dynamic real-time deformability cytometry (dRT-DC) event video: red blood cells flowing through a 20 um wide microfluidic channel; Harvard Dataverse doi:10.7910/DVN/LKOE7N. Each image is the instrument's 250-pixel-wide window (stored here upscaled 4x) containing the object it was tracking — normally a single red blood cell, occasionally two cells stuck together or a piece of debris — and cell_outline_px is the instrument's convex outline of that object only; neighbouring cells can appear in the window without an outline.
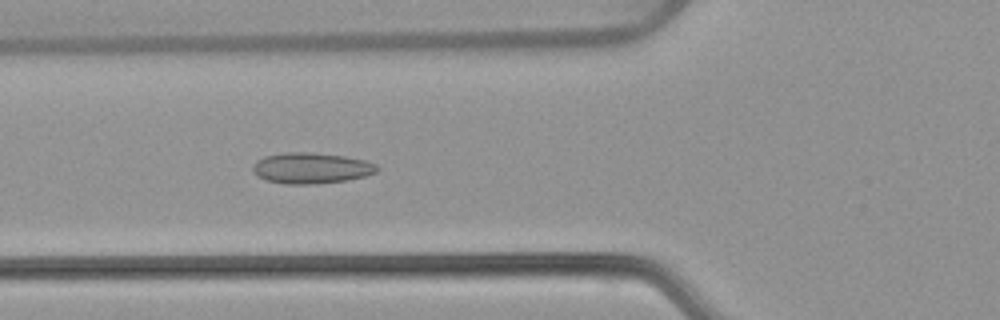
{"species": "common noctule bat (a hibernating species)", "species_latin": "Nyctalus noctula", "temperature_condition": "warm", "stored_images_in_passage": 53, "camera_frame_rate_fps": 3000, "um_per_image_px": 0.085, "animal": {"sex": "female", "body_mass_g": 22.7, "forearm_length_mm": 54.2}, "frame": {"image": 1, "passage_image": 20, "time_ms": 6.333, "image_size_px": [1000, 320], "cell_outline_px": [[380, 168], [376, 172], [364, 176], [348, 180], [316, 184], [284, 184], [268, 180], [252, 172], [252, 164], [256, 160], [264, 156], [284, 152], [312, 152], [344, 156], [364, 160], [376, 164]], "centroid_in_image_um": [26.44, 14.28], "position_along_channel_um": 99.4, "area_um2": 22.48}}
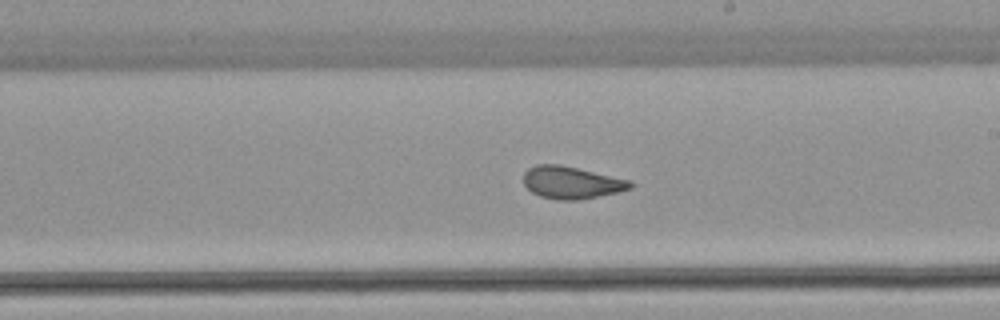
{"frame": {"image": 2, "passage_image": 31, "time_ms": 10.0, "image_size_px": [1000, 320], "cell_outline_px": [[636, 184], [632, 188], [620, 192], [576, 200], [556, 200], [540, 196], [532, 192], [524, 184], [524, 172], [528, 168], [536, 164], [560, 164], [632, 180]], "centroid_in_image_um": [48.61, 15.51], "position_along_channel_um": 240.4, "area_um2": 20.35}}
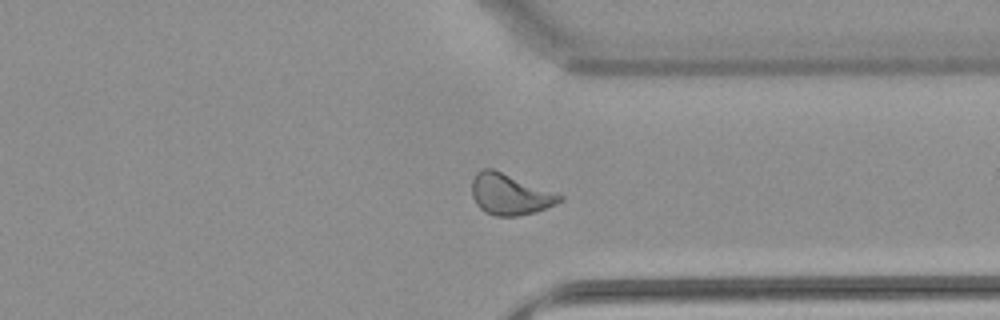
{"frame": {"image": 3, "passage_image": 41, "time_ms": 13.333, "image_size_px": [1000, 320], "cell_outline_px": [[564, 200], [536, 212], [516, 216], [496, 216], [484, 212], [476, 204], [472, 196], [472, 180], [476, 172], [484, 168], [492, 168], [564, 196]], "centroid_in_image_um": [43.31, 16.52], "position_along_channel_um": 368.1, "area_um2": 20.87}, "authors_computed_cell_mechanics": {"area_um2": 21.4438, "velocity_mm_per_s": 3.8496, "shape_relaxation_time_tau1_ms": null, "shape_relaxation_time_tau2_ms": 1.2887, "deformation_change_tau1": null, "deformation_change_tau2": 0.0836}}